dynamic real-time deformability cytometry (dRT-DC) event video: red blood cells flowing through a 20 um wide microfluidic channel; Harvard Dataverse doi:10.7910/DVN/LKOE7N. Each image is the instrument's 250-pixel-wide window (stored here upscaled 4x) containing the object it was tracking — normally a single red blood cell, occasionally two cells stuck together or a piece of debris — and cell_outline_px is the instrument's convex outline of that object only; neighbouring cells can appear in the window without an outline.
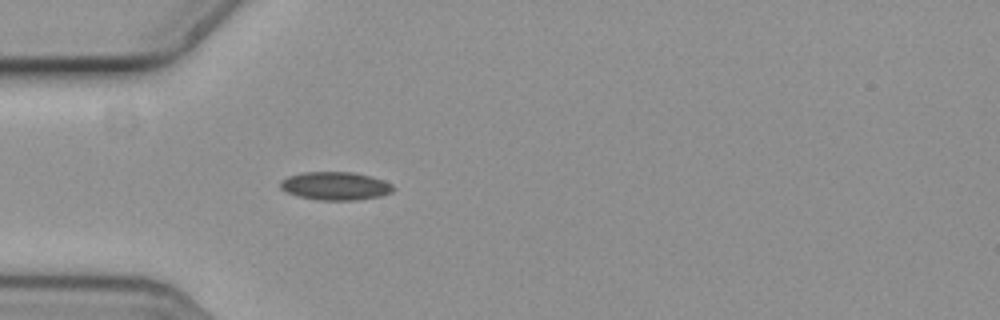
{"species": "common noctule bat (a hibernating species)", "species_latin": "Nyctalus noctula", "temperature_condition": "cold", "stored_images_in_passage": 5, "camera_frame_rate_fps": 3000, "um_per_image_px": 0.085, "animal": {"sex": "female", "body_mass_g": 19.3, "forearm_length_mm": 54.1}, "frame": {"image": 1, "passage_image": 5, "time_ms": 1.333, "image_size_px": [1000, 320], "cell_outline_px": [[396, 188], [392, 192], [380, 196], [356, 200], [316, 200], [300, 196], [288, 192], [280, 188], [280, 180], [288, 176], [304, 172], [352, 172], [368, 176], [392, 184]], "centroid_in_image_um": [28.49, 15.81], "position_along_channel_um": 56.5, "area_um2": 18.38}}